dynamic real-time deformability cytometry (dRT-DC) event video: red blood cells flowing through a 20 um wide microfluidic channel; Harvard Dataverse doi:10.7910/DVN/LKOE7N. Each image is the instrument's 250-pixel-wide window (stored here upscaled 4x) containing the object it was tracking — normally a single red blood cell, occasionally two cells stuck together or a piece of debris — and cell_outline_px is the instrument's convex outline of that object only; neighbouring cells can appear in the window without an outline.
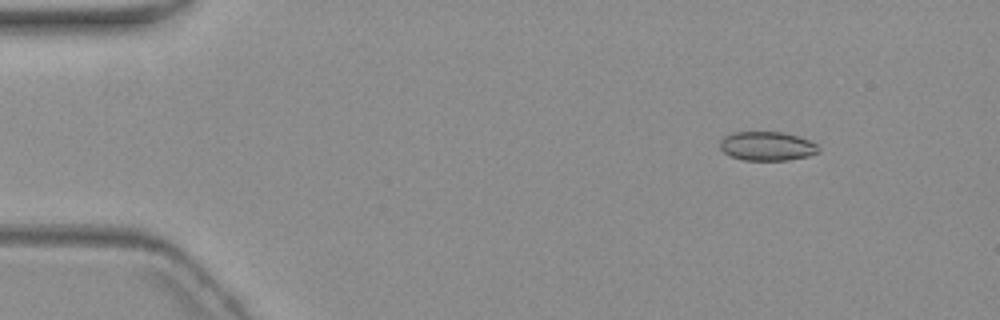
{"species": "common noctule bat (a hibernating species)", "species_latin": "Nyctalus noctula", "temperature_condition": "warm", "stored_images_in_passage": 5, "camera_frame_rate_fps": 3000, "um_per_image_px": 0.085, "animal": {"sex": "female", "body_mass_g": 19.3, "forearm_length_mm": 54.1}, "frame": {"image": 1, "passage_image": 1, "time_ms": 0.0, "image_size_px": [1000, 320], "cell_outline_px": [[820, 152], [808, 156], [788, 160], [744, 160], [732, 156], [724, 152], [720, 148], [720, 140], [724, 136], [732, 132], [784, 132], [808, 140], [816, 144], [820, 148]], "centroid_in_image_um": [65.2, 12.42], "position_along_channel_um": 19.8, "area_um2": 16.65}}
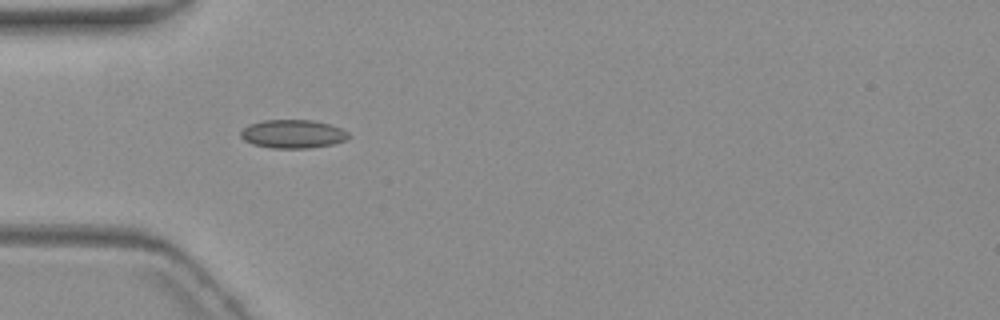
{"frame": {"image": 2, "passage_image": 4, "time_ms": 3.667, "image_size_px": [1000, 320], "cell_outline_px": [[348, 140], [332, 144], [308, 148], [272, 148], [252, 144], [244, 140], [240, 136], [240, 132], [244, 128], [252, 124], [264, 120], [312, 120], [328, 124], [340, 128], [348, 132]], "centroid_in_image_um": [24.89, 11.39], "position_along_channel_um": 60.1, "area_um2": 17.74}}
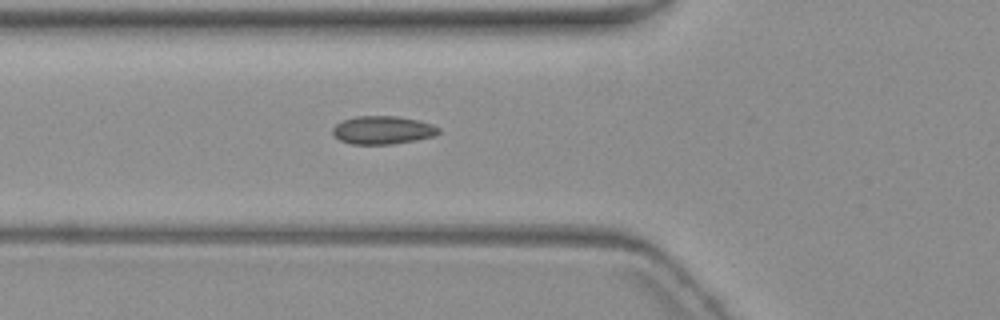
{"frame": {"image": 3, "passage_image": 5, "time_ms": 4.667, "image_size_px": [1000, 320], "cell_outline_px": [[440, 132], [432, 136], [416, 140], [392, 144], [352, 144], [340, 140], [332, 132], [332, 128], [336, 124], [344, 120], [356, 116], [396, 116], [420, 120], [432, 124], [440, 128]], "centroid_in_image_um": [32.54, 11.05], "position_along_channel_um": 93.3, "area_um2": 17.34}}